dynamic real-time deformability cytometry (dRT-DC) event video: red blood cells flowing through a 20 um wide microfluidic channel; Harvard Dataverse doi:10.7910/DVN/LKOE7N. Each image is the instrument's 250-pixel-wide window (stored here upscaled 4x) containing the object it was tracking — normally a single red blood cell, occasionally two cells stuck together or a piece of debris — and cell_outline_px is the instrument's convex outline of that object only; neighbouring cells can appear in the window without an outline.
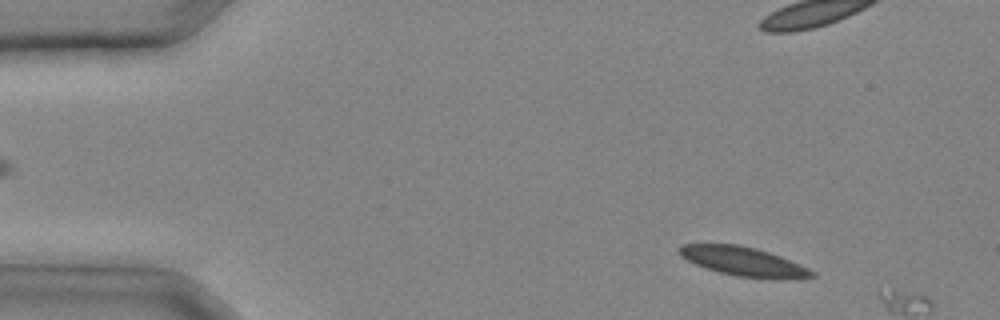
{"species": "common noctule bat (a hibernating species)", "species_latin": "Nyctalus noctula", "temperature_condition": "cold", "stored_images_in_passage": 5, "camera_frame_rate_fps": 3000, "um_per_image_px": 0.085, "animal": {"sex": "male", "body_mass_g": 20.4}, "frame": {"image": 1, "passage_image": 3, "time_ms": 0.667, "image_size_px": [1000, 320], "cell_outline_px": [[816, 276], [736, 276], [720, 272], [696, 264], [680, 256], [676, 248], [680, 244], [740, 244], [756, 248], [780, 256], [808, 268], [816, 272]], "centroid_in_image_um": [63.04, 22.15], "position_along_channel_um": 22.0, "area_um2": 21.39}}